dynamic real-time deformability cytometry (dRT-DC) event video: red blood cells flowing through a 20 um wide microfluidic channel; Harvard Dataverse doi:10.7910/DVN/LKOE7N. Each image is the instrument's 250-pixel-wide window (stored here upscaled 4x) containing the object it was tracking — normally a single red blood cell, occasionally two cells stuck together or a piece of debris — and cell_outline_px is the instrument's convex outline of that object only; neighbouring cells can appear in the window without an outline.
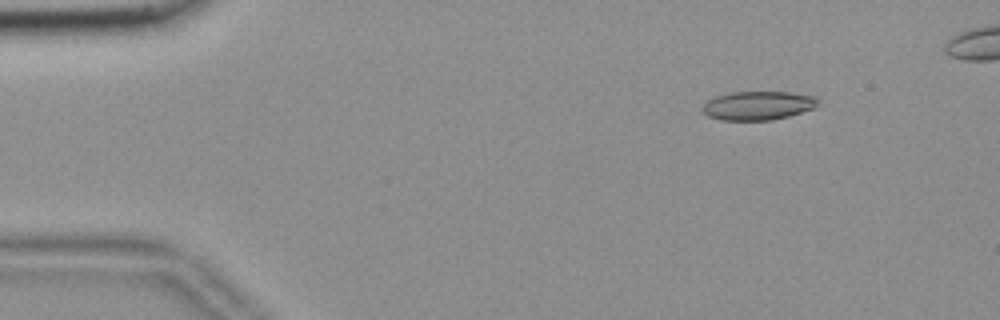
{"species": "common noctule bat (a hibernating species)", "species_latin": "Nyctalus noctula", "temperature_condition": "room temperature", "stored_images_in_passage": 52, "camera_frame_rate_fps": 3000, "um_per_image_px": 0.085, "animal": {"sex": "female", "body_mass_g": 18.4}, "frame": {"image": 1, "passage_image": 7, "time_ms": 2.0, "image_size_px": [1000, 320], "cell_outline_px": [[820, 104], [812, 108], [788, 116], [772, 120], [720, 120], [708, 116], [700, 108], [708, 100], [716, 96], [732, 92], [788, 92], [816, 96], [820, 100]], "centroid_in_image_um": [64.43, 8.97], "position_along_channel_um": 20.6, "area_um2": 19.36}}
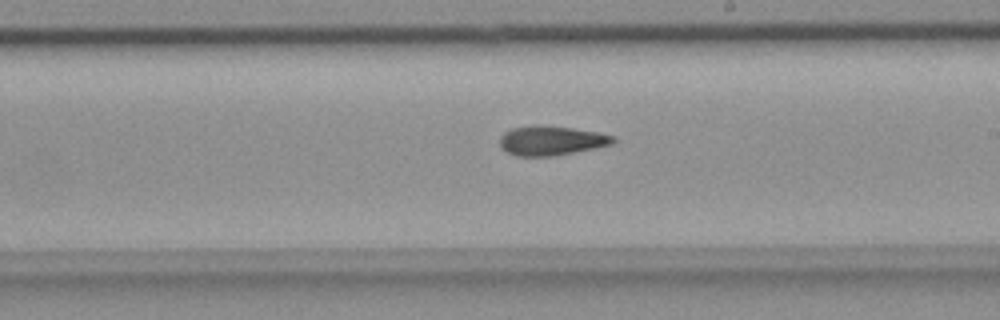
{"frame": {"image": 2, "passage_image": 32, "time_ms": 10.333, "image_size_px": [1000, 320], "cell_outline_px": [[616, 140], [612, 144], [552, 156], [516, 156], [508, 152], [500, 144], [500, 136], [504, 132], [512, 128], [536, 124], [572, 128], [596, 132], [616, 136]], "centroid_in_image_um": [46.84, 11.93], "position_along_channel_um": 242.2, "area_um2": 19.25}}
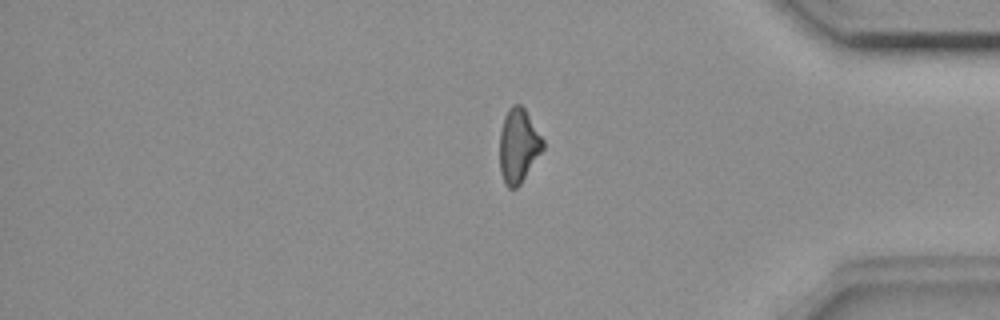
{"frame": {"image": 3, "passage_image": 46, "time_ms": 15.0, "image_size_px": [1000, 320], "cell_outline_px": [[544, 148], [520, 184], [516, 188], [508, 188], [504, 184], [500, 172], [500, 132], [504, 116], [508, 108], [512, 104], [520, 104], [524, 108], [544, 140]], "centroid_in_image_um": [44.05, 12.38], "position_along_channel_um": 391.1, "area_um2": 18.67}}